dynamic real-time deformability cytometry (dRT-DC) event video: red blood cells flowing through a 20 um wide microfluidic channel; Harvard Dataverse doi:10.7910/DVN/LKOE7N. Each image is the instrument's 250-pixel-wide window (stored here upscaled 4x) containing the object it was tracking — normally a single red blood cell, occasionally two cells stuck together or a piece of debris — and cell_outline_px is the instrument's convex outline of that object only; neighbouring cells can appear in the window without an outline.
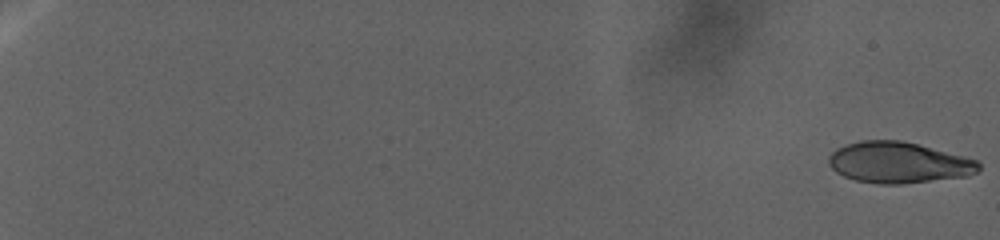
{"species": "human", "species_latin": "Homo sapiens", "temperature_condition": "warm", "stored_images_in_passage": 32, "camera_frame_rate_fps": 3000, "um_per_image_px": 0.085, "donor": {"sex": "female"}, "frame": {"image": 1, "passage_image": 1, "time_ms": 0.0, "image_size_px": [1000, 240], "cell_outline_px": [[980, 168], [976, 172], [968, 176], [900, 184], [880, 184], [856, 180], [844, 176], [836, 172], [828, 164], [828, 156], [836, 148], [860, 140], [900, 140], [964, 156], [976, 160], [980, 164]], "centroid_in_image_um": [76.35, 13.82], "position_along_channel_um": 8.7, "area_um2": 35.72}}